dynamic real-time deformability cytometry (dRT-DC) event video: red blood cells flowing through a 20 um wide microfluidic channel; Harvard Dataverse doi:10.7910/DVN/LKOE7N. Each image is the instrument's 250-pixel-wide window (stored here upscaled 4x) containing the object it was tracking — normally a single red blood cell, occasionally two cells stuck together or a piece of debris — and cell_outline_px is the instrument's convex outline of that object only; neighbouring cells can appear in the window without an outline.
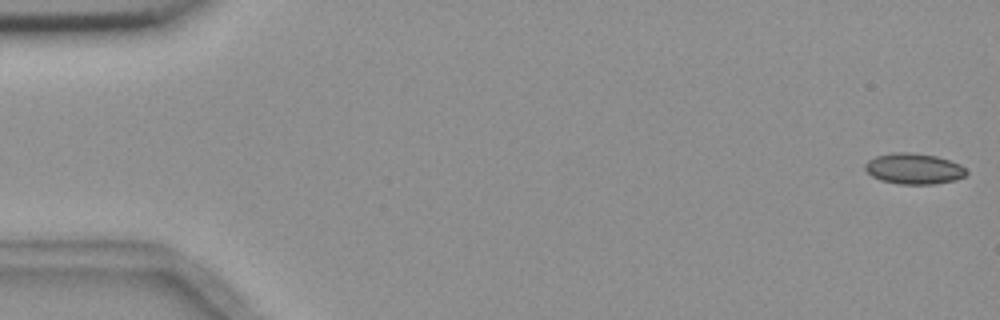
{"species": "common noctule bat (a hibernating species)", "species_latin": "Nyctalus noctula", "temperature_condition": "room temperature", "stored_images_in_passage": 6, "segment_of_instrument_passage": [2, 2], "camera_frame_rate_fps": 3000, "um_per_image_px": 0.085, "animal": {"sex": "female", "body_mass_g": 18.4}, "frame": {"image": 1, "passage_image": 6, "time_ms": 6.667, "image_size_px": [1000, 320], "cell_outline_px": [[968, 172], [964, 176], [956, 180], [936, 184], [900, 184], [880, 180], [872, 176], [864, 168], [864, 164], [868, 160], [876, 156], [892, 152], [908, 152], [936, 156], [960, 164]], "centroid_in_image_um": [77.67, 14.34], "position_along_channel_um": 7.3, "area_um2": 18.21}}